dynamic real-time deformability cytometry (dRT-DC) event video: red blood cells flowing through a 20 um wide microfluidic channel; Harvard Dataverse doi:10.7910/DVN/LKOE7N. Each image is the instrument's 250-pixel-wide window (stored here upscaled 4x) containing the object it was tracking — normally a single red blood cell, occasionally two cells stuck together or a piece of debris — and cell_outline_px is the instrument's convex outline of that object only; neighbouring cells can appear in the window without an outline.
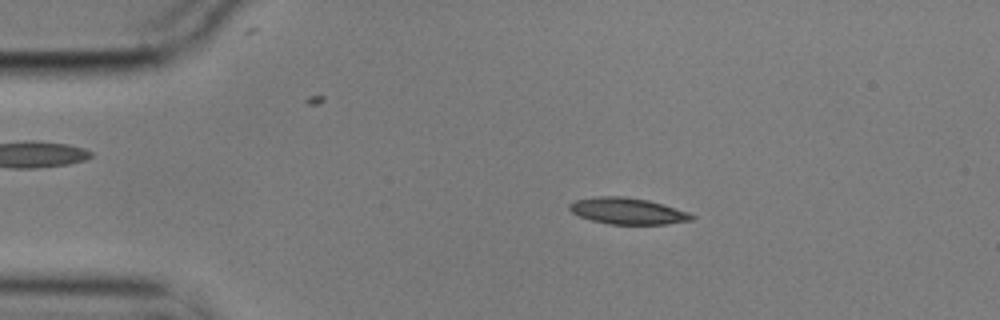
{"species": "common noctule bat (a hibernating species)", "species_latin": "Nyctalus noctula", "temperature_condition": "cold", "stored_images_in_passage": 4, "camera_frame_rate_fps": 3000, "um_per_image_px": 0.085, "animal": {"sex": "male", "body_mass_g": 17.9}, "frame": {"image": 1, "passage_image": 3, "time_ms": 0.667, "image_size_px": [1000, 320], "cell_outline_px": [[696, 216], [692, 220], [664, 224], [608, 224], [592, 220], [580, 216], [572, 212], [568, 208], [568, 204], [576, 200], [600, 196], [624, 196], [648, 200], [664, 204], [688, 212]], "centroid_in_image_um": [53.35, 17.93], "position_along_channel_um": 31.6, "area_um2": 18.73}}